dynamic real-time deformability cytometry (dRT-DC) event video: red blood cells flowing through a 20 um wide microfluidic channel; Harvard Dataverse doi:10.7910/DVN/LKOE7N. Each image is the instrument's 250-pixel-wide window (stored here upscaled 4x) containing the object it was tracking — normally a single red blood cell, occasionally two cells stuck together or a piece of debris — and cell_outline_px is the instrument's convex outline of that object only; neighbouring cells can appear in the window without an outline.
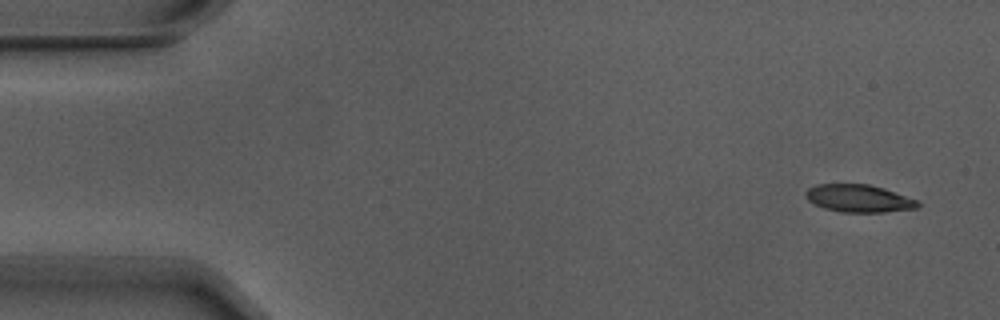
{"species": "Egyptian fruit bat (a non-hibernating species)", "species_latin": "Rousettus aegyptiacus", "temperature_condition": "warm", "stored_images_in_passage": 5, "camera_frame_rate_fps": 3000, "um_per_image_px": 0.085, "animal": {"sex": "male"}, "frame": {"image": 1, "passage_image": 1, "time_ms": 0.0, "image_size_px": [1000, 320], "cell_outline_px": [[920, 204], [916, 208], [884, 212], [840, 212], [824, 208], [808, 200], [804, 192], [808, 188], [816, 184], [868, 184], [884, 188], [916, 200]], "centroid_in_image_um": [72.96, 16.86], "position_along_channel_um": 12.0, "area_um2": 17.86}}
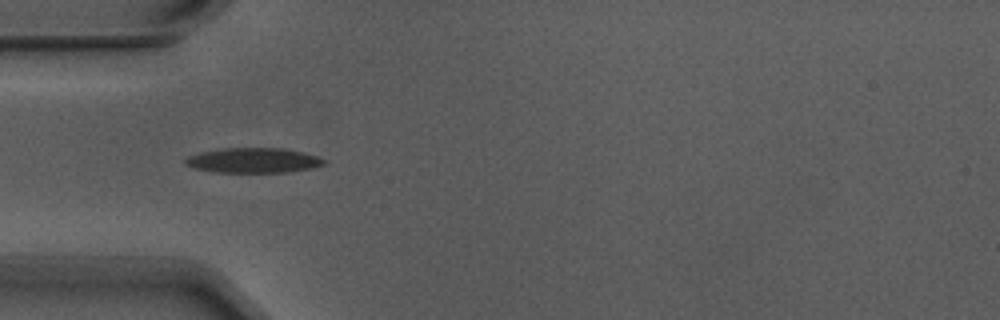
{"frame": {"image": 2, "passage_image": 4, "time_ms": 1.0, "image_size_px": [1000, 320], "cell_outline_px": [[328, 164], [288, 172], [216, 172], [196, 168], [184, 164], [184, 160], [188, 156], [200, 152], [224, 148], [284, 148], [304, 152], [328, 160]], "centroid_in_image_um": [21.57, 13.62], "position_along_channel_um": 63.4, "area_um2": 20.17}}